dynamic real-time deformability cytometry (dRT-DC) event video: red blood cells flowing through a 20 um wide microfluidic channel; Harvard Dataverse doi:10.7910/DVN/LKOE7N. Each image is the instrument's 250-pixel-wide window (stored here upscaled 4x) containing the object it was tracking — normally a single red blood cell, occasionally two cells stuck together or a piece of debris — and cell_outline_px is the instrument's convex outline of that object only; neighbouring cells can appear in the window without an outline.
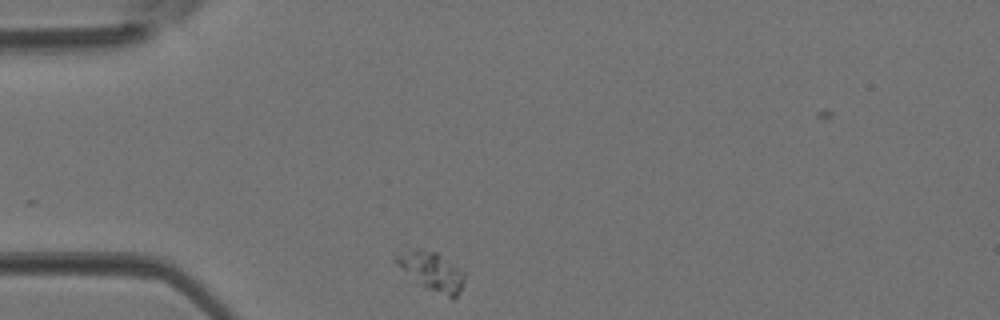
{"species": "Egyptian fruit bat (a non-hibernating species)", "species_latin": "Rousettus aegyptiacus", "temperature_condition": "room temperature", "stored_images_in_passage": 26, "camera_frame_rate_fps": 3000, "um_per_image_px": 0.085, "animal": {"sex": "female"}, "frame": {"image": 1, "passage_image": 1, "time_ms": 0.0, "image_size_px": [1000, 320], "cell_outline_px": [[464, 280], [460, 292], [452, 300], [428, 288], [396, 264], [392, 260], [396, 256], [420, 248], [436, 252], [464, 272]], "centroid_in_image_um": [36.76, 23.07], "position_along_channel_um": 48.2, "area_um2": 14.68}}
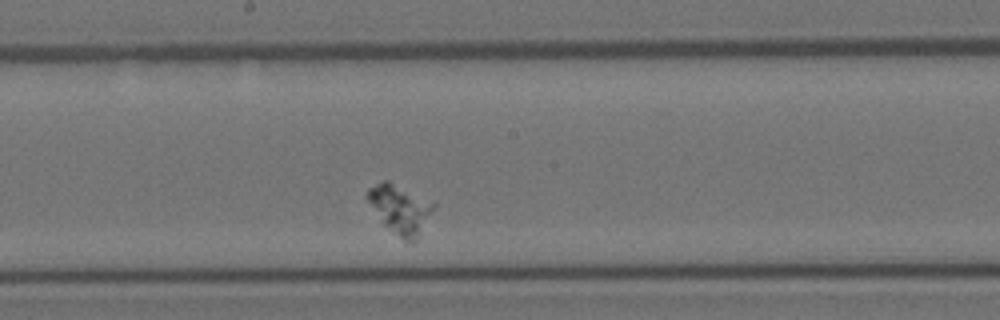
{"frame": {"image": 2, "passage_image": 14, "time_ms": 4.333, "image_size_px": [1000, 320], "cell_outline_px": [[436, 208], [420, 236], [412, 244], [404, 240], [384, 224], [364, 196], [368, 188], [384, 180], [388, 180], [436, 204]], "centroid_in_image_um": [34.04, 17.79], "position_along_channel_um": 214.2, "area_um2": 18.79}}
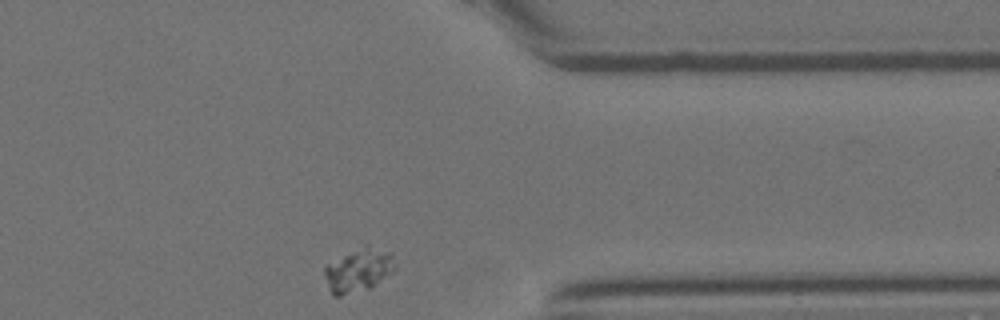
{"frame": {"image": 3, "passage_image": 26, "time_ms": 8.333, "image_size_px": [1000, 320], "cell_outline_px": [[396, 264], [392, 272], [368, 288], [340, 296], [332, 296], [324, 276], [324, 268], [328, 264], [364, 240], [392, 252]], "centroid_in_image_um": [30.48, 22.85], "position_along_channel_um": 380.9, "area_um2": 18.55}}